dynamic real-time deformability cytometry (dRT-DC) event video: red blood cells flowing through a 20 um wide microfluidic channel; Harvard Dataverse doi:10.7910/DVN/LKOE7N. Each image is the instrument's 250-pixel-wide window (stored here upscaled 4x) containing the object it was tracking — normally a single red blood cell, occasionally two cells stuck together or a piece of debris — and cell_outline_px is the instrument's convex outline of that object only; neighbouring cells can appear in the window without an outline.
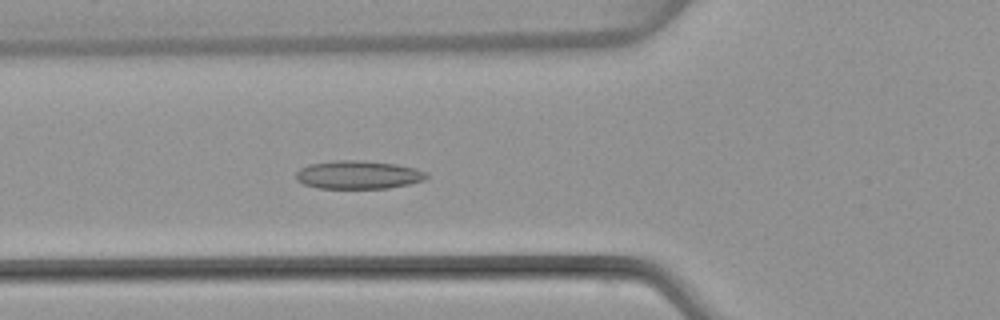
{"species": "common noctule bat (a hibernating species)", "species_latin": "Nyctalus noctula", "temperature_condition": "warm", "stored_images_in_passage": 50, "camera_frame_rate_fps": 3000, "um_per_image_px": 0.085, "animal": {"sex": "female", "body_mass_g": 22.7, "forearm_length_mm": 54.2}, "frame": {"image": 1, "passage_image": 18, "time_ms": 5.667, "image_size_px": [1000, 320], "cell_outline_px": [[428, 176], [424, 180], [408, 184], [388, 188], [320, 188], [304, 184], [296, 180], [296, 172], [300, 168], [308, 164], [336, 160], [364, 160], [396, 164], [416, 168], [428, 172]], "centroid_in_image_um": [30.46, 14.85], "position_along_channel_um": 95.3, "area_um2": 21.62}}
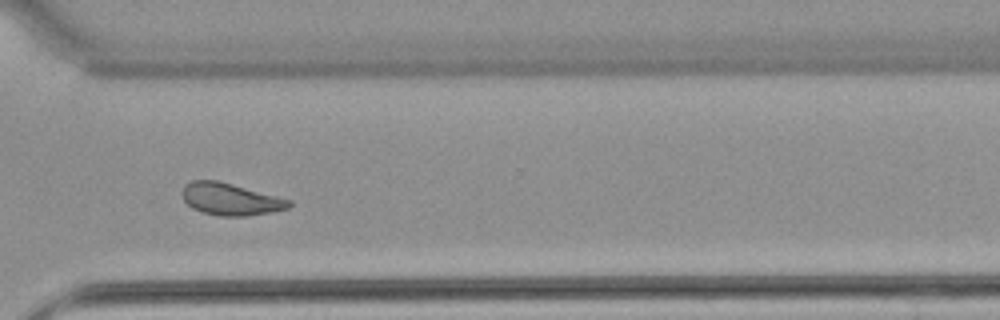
{"frame": {"image": 2, "passage_image": 37, "time_ms": 12.0, "image_size_px": [1000, 320], "cell_outline_px": [[292, 204], [288, 208], [272, 212], [248, 216], [220, 216], [200, 212], [192, 208], [184, 200], [180, 192], [184, 184], [192, 180], [216, 180], [232, 184], [292, 200]], "centroid_in_image_um": [19.56, 16.93], "position_along_channel_um": 351.0, "area_um2": 20.11}}
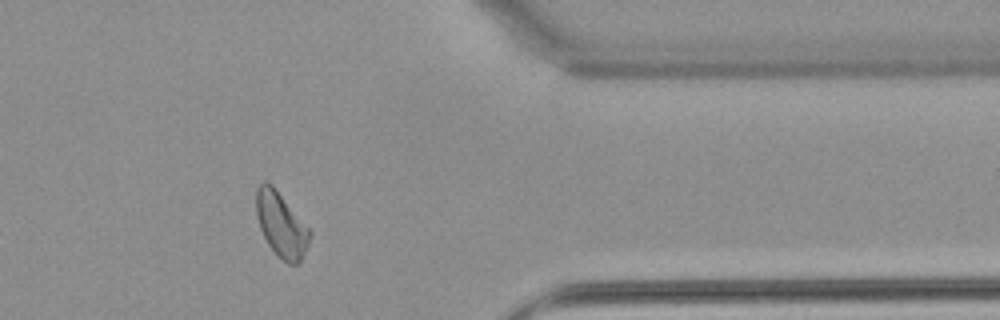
{"frame": {"image": 3, "passage_image": 41, "time_ms": 13.333, "image_size_px": [1000, 320], "cell_outline_px": [[312, 232], [308, 244], [300, 264], [288, 264], [268, 244], [260, 228], [256, 216], [256, 188], [264, 180], [272, 184], [312, 228]], "centroid_in_image_um": [23.94, 19.06], "position_along_channel_um": 387.5, "area_um2": 20.52}, "authors_computed_cell_mechanics": {"area_um2": 20.6635, "velocity_mm_per_s": 4.0298, "shape_relaxation_time_tau1_ms": null, "shape_relaxation_time_tau2_ms": 2.7489, "deformation_change_tau1": null, "deformation_change_tau2": 0.0945}}